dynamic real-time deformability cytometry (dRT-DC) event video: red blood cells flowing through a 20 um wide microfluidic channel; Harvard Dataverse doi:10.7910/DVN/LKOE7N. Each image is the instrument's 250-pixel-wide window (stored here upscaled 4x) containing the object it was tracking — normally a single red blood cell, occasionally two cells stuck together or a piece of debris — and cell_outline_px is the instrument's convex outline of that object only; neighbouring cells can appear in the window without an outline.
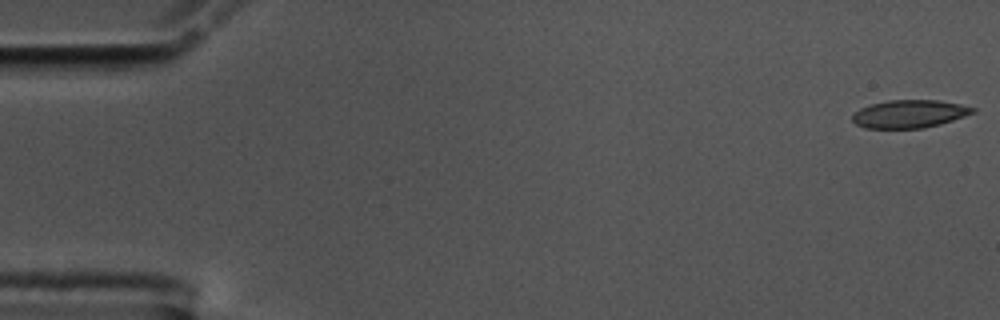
{"species": "common noctule bat (a hibernating species)", "species_latin": "Nyctalus noctula", "temperature_condition": "cold", "stored_images_in_passage": 56, "camera_frame_rate_fps": 3000, "um_per_image_px": 0.085, "animal": {"sex": "male", "body_mass_g": 17.5, "forearm_length_mm": 52.3}, "frame": {"image": 1, "passage_image": 1, "time_ms": 0.0, "image_size_px": [1000, 320], "cell_outline_px": [[976, 112], [940, 124], [924, 128], [864, 128], [856, 124], [852, 120], [852, 116], [860, 108], [872, 104], [888, 100], [940, 100], [960, 104], [976, 108]], "centroid_in_image_um": [77.31, 9.68], "position_along_channel_um": 7.7, "area_um2": 19.54}}
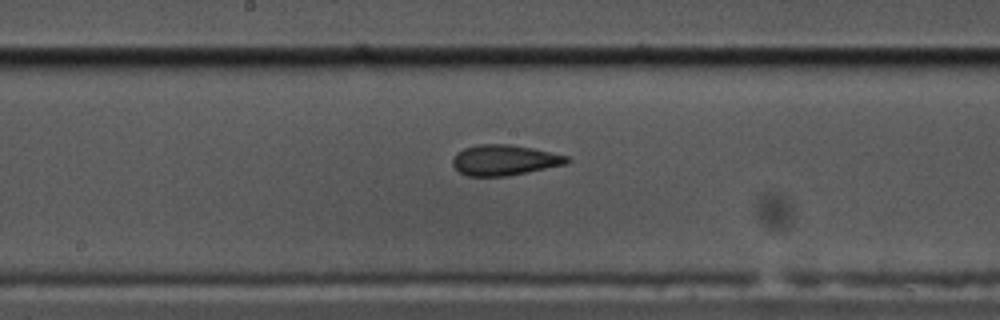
{"frame": {"image": 2, "passage_image": 29, "time_ms": 9.333, "image_size_px": [1000, 320], "cell_outline_px": [[572, 160], [568, 164], [508, 176], [468, 176], [460, 172], [452, 164], [452, 160], [456, 152], [464, 148], [480, 144], [512, 144], [532, 148], [568, 156]], "centroid_in_image_um": [42.9, 13.61], "position_along_channel_um": 205.3, "area_um2": 20.46}}
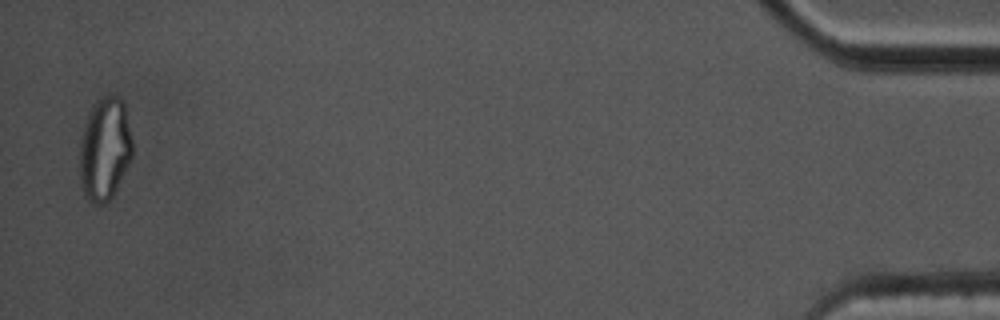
{"frame": {"image": 3, "passage_image": 55, "time_ms": 18.0, "image_size_px": [1000, 320], "cell_outline_px": [[132, 156], [112, 196], [104, 204], [96, 204], [88, 200], [84, 192], [80, 176], [80, 140], [84, 124], [92, 104], [104, 96], [116, 96], [124, 104], [132, 140]], "centroid_in_image_um": [8.89, 12.65], "position_along_channel_um": 426.3, "area_um2": 31.21}, "authors_computed_cell_mechanics": {"area_um2": 20.4034, "velocity_mm_per_s": 3.5833, "shape_relaxation_time_tau1_ms": null, "shape_relaxation_time_tau2_ms": 1.9705, "deformation_change_tau1": null, "deformation_change_tau2": 0.097}}